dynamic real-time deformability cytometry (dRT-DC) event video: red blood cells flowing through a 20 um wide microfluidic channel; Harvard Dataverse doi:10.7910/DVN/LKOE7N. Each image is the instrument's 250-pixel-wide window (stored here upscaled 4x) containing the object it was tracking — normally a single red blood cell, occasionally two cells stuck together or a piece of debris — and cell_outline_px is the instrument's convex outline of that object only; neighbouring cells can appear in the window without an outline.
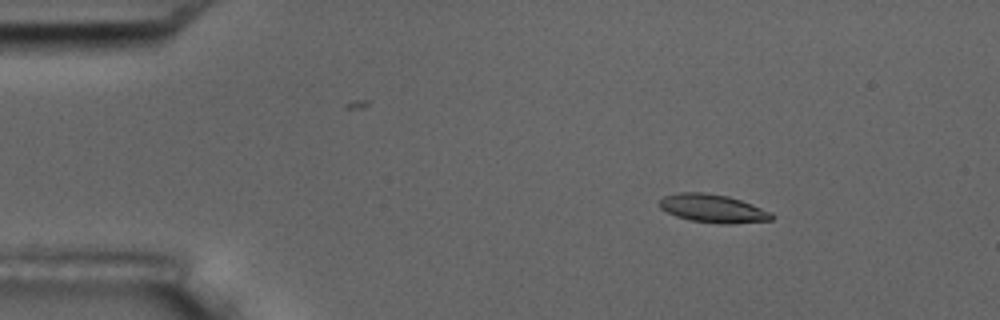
{"species": "common noctule bat (a hibernating species)", "species_latin": "Nyctalus noctula", "temperature_condition": "room temperature", "stored_images_in_passage": 3, "camera_frame_rate_fps": 3000, "um_per_image_px": 0.085, "animal": {"sex": "male", "body_mass_g": 17.5, "forearm_length_mm": 52.3}, "frame": {"image": 1, "passage_image": 1, "time_ms": 0.0, "image_size_px": [1000, 320], "cell_outline_px": [[776, 216], [772, 220], [732, 224], [724, 224], [692, 220], [676, 216], [660, 208], [660, 200], [664, 196], [680, 192], [704, 192], [728, 196], [752, 204], [772, 212]], "centroid_in_image_um": [60.64, 17.72], "position_along_channel_um": 24.4, "area_um2": 18.44}}